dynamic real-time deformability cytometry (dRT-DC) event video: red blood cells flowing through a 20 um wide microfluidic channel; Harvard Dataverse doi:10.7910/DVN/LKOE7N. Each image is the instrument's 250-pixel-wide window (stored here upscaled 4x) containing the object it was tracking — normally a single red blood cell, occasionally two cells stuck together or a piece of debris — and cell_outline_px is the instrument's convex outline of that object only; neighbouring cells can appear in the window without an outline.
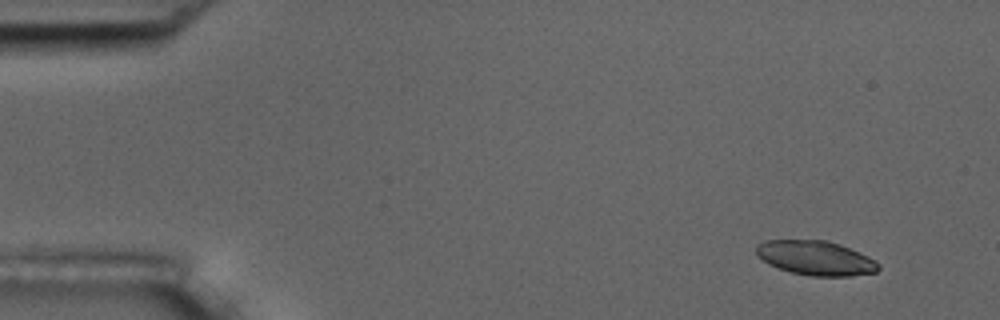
{"species": "common noctule bat (a hibernating species)", "species_latin": "Nyctalus noctula", "temperature_condition": "room temperature", "stored_images_in_passage": 7, "camera_frame_rate_fps": 3000, "um_per_image_px": 0.085, "animal": {"sex": "male", "body_mass_g": 17.5, "forearm_length_mm": 52.3}, "frame": {"image": 1, "passage_image": 1, "time_ms": 0.0, "image_size_px": [1000, 320], "cell_outline_px": [[880, 268], [876, 272], [852, 276], [812, 276], [792, 272], [776, 268], [768, 264], [756, 256], [756, 244], [764, 240], [828, 240], [840, 244], [868, 256], [880, 264]], "centroid_in_image_um": [69.31, 21.93], "position_along_channel_um": 15.7, "area_um2": 24.74}}
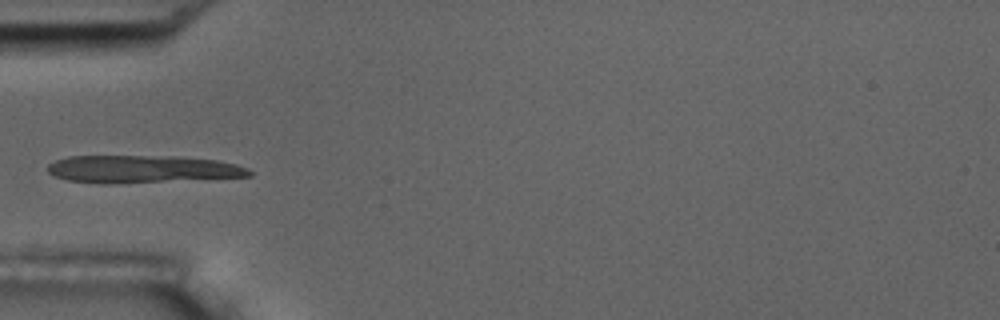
{"frame": {"image": 2, "passage_image": 5, "time_ms": 1.333, "image_size_px": [1000, 320], "cell_outline_px": [[252, 176], [112, 184], [100, 184], [68, 180], [56, 176], [48, 172], [48, 164], [56, 160], [68, 156], [184, 156], [216, 160], [236, 164], [248, 168], [252, 172]], "centroid_in_image_um": [12.09, 14.37], "position_along_channel_um": 72.9, "area_um2": 32.54}}